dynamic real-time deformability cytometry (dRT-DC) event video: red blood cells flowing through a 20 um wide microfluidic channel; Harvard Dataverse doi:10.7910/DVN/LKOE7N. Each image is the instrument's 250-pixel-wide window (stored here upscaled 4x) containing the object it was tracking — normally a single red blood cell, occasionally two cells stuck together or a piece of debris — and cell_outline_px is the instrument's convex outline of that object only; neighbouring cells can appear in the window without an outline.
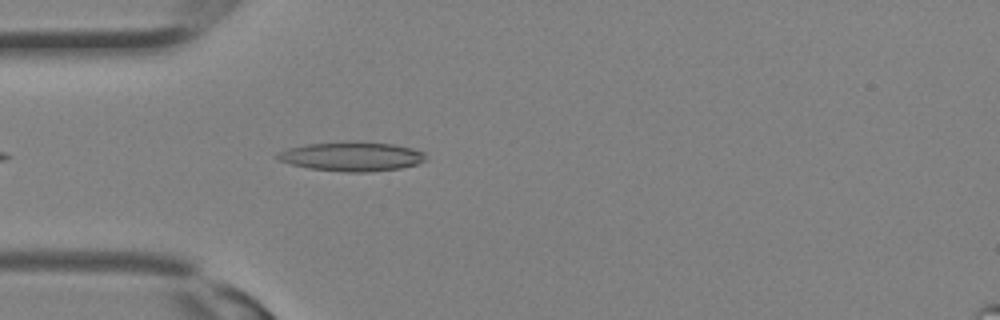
{"species": "Egyptian fruit bat (a non-hibernating species)", "species_latin": "Rousettus aegyptiacus", "temperature_condition": "room temperature", "stored_images_in_passage": 10, "camera_frame_rate_fps": 3000, "um_per_image_px": 0.085, "animal": {"sex": "female"}, "frame": {"image": 1, "passage_image": 2, "time_ms": 0.333, "image_size_px": [1000, 320], "cell_outline_px": [[428, 160], [416, 164], [400, 168], [368, 172], [344, 172], [308, 168], [292, 164], [280, 160], [276, 156], [276, 152], [288, 148], [308, 144], [396, 144], [412, 148], [424, 152]], "centroid_in_image_um": [29.93, 13.34], "position_along_channel_um": 55.1, "area_um2": 24.33}}
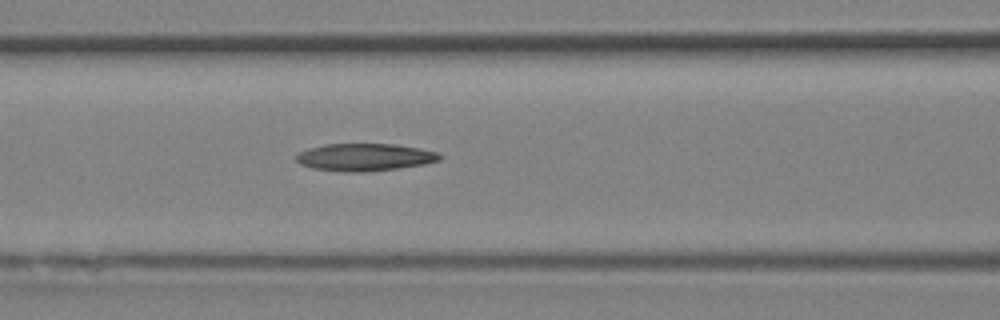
{"frame": {"image": 2, "passage_image": 6, "time_ms": 1.667, "image_size_px": [1000, 320], "cell_outline_px": [[444, 156], [440, 160], [424, 164], [400, 168], [364, 172], [344, 172], [312, 168], [300, 164], [296, 160], [296, 156], [300, 152], [308, 148], [324, 144], [396, 144], [420, 148], [436, 152]], "centroid_in_image_um": [31.01, 13.36], "position_along_channel_um": 135.6, "area_um2": 23.06}}
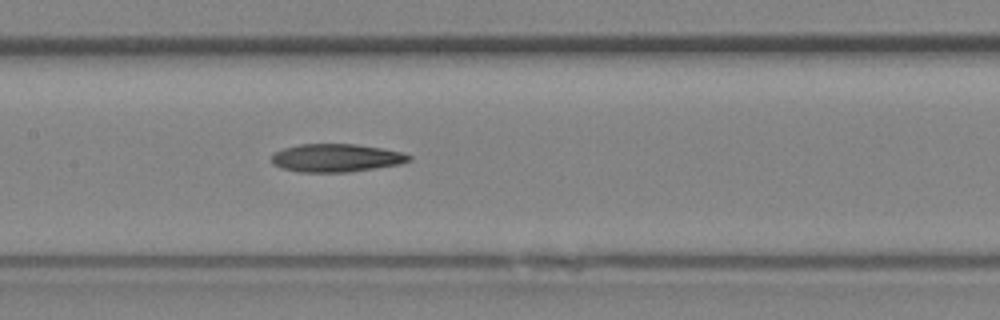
{"frame": {"image": 3, "passage_image": 8, "time_ms": 2.333, "image_size_px": [1000, 320], "cell_outline_px": [[412, 156], [408, 160], [400, 164], [348, 172], [300, 172], [284, 168], [276, 164], [272, 160], [272, 156], [276, 152], [284, 148], [300, 144], [356, 144], [384, 148], [404, 152]], "centroid_in_image_um": [28.63, 13.41], "position_along_channel_um": 178.8, "area_um2": 22.25}}